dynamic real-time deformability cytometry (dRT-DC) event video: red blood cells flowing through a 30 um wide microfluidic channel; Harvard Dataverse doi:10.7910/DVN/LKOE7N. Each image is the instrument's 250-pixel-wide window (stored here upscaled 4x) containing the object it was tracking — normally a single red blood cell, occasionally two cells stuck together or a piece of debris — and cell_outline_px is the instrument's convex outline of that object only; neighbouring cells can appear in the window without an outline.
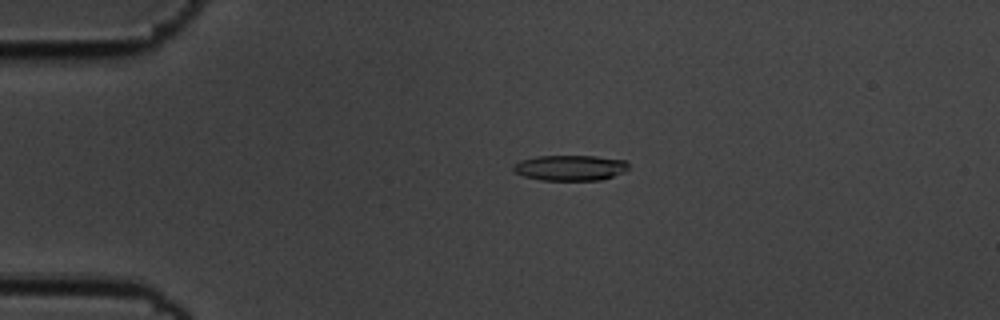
{"species": "common noctule bat (a hibernating species)", "species_latin": "Nyctalus noctula", "temperature_condition": "cold", "stored_images_in_passage": 56, "camera_frame_rate_fps": 3000, "um_per_image_px": 0.085, "animal": {"sex": "male", "body_mass_g": 19.5, "forearm_length_mm": 54.6}, "frame": {"image": 1, "passage_image": 13, "time_ms": 4.0, "image_size_px": [1000, 320], "cell_outline_px": [[628, 168], [624, 172], [600, 180], [540, 180], [524, 176], [512, 172], [512, 164], [520, 160], [536, 156], [596, 156], [624, 160], [628, 164]], "centroid_in_image_um": [48.4, 14.26], "position_along_channel_um": 36.6, "area_um2": 17.22}}
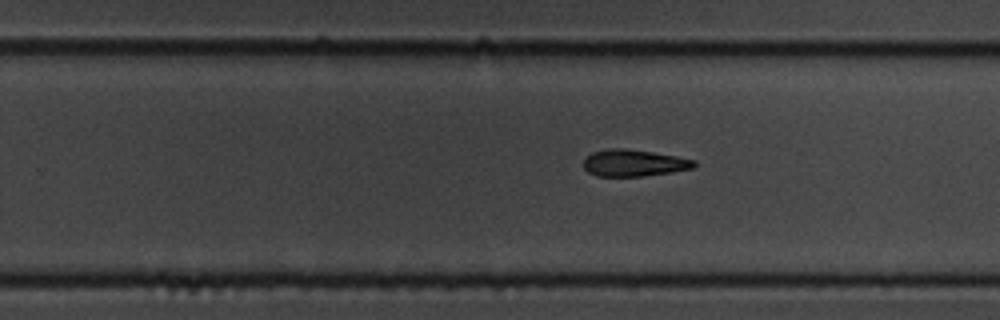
{"frame": {"image": 2, "passage_image": 36, "time_ms": 11.667, "image_size_px": [1000, 320], "cell_outline_px": [[696, 164], [692, 168], [672, 172], [644, 176], [596, 176], [588, 172], [584, 168], [584, 160], [592, 152], [608, 148], [624, 148], [652, 152], [676, 156], [696, 160]], "centroid_in_image_um": [53.87, 13.85], "position_along_channel_um": 275.9, "area_um2": 17.22}}
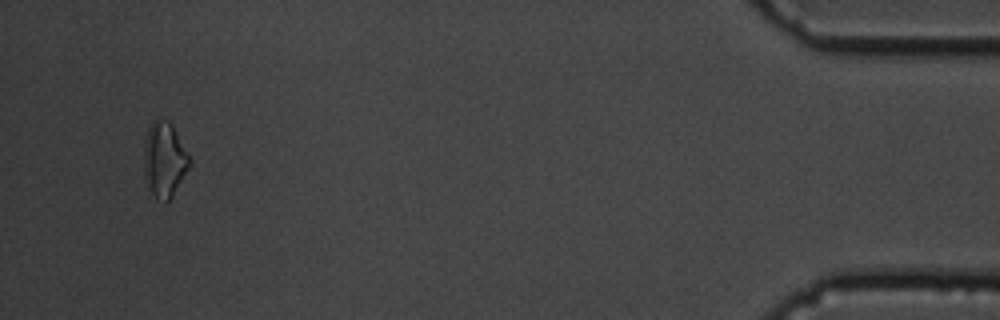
{"frame": {"image": 3, "passage_image": 54, "time_ms": 17.667, "image_size_px": [1000, 320], "cell_outline_px": [[192, 164], [172, 196], [168, 200], [156, 196], [148, 188], [144, 176], [144, 144], [148, 128], [152, 120], [156, 116], [168, 120], [172, 124], [188, 152], [192, 160]], "centroid_in_image_um": [13.99, 13.49], "position_along_channel_um": 421.2, "area_um2": 20.11}}